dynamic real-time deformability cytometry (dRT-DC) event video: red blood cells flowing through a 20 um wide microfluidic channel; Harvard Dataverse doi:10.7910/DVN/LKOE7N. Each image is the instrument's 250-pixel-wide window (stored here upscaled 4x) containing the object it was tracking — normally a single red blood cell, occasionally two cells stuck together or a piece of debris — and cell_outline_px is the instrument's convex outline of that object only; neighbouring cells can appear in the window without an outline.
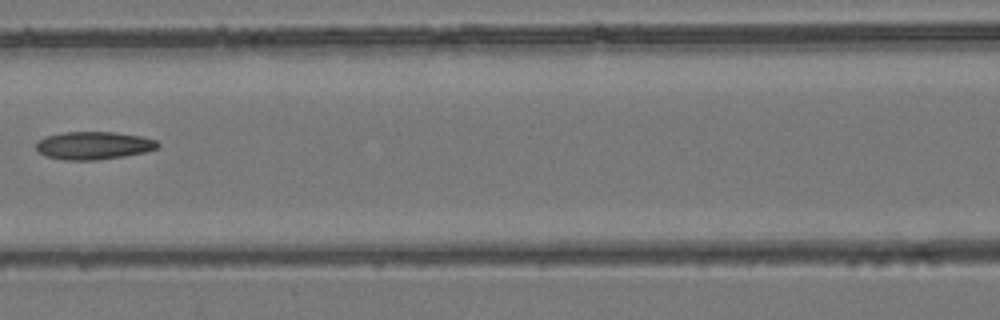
{"species": "common noctule bat (a hibernating species)", "species_latin": "Nyctalus noctula", "temperature_condition": "room temperature", "stored_images_in_passage": 6, "camera_frame_rate_fps": 3000, "um_per_image_px": 0.085, "animal": {"sex": "female", "body_mass_g": 24.6, "forearm_length_mm": 56.2}, "frame": {"image": 1, "passage_image": 5, "time_ms": 1.333, "image_size_px": [1000, 320], "cell_outline_px": [[160, 144], [156, 148], [144, 152], [124, 156], [96, 160], [64, 160], [44, 156], [36, 148], [36, 140], [44, 136], [64, 132], [116, 132], [144, 136], [156, 140]], "centroid_in_image_um": [7.93, 12.36], "position_along_channel_um": 158.7, "area_um2": 19.94}}
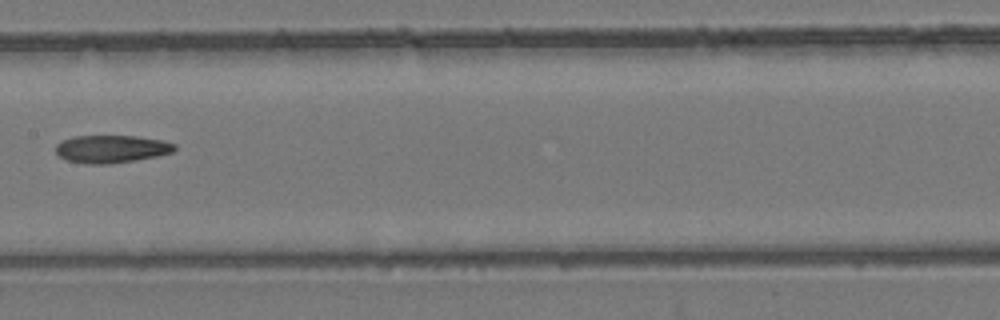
{"frame": {"image": 2, "passage_image": 6, "time_ms": 1.667, "image_size_px": [1000, 320], "cell_outline_px": [[176, 148], [172, 152], [156, 156], [136, 160], [108, 164], [84, 164], [68, 160], [60, 156], [56, 152], [56, 144], [60, 140], [72, 136], [136, 136], [164, 140], [176, 144]], "centroid_in_image_um": [9.46, 12.65], "position_along_channel_um": 197.9, "area_um2": 19.31}}